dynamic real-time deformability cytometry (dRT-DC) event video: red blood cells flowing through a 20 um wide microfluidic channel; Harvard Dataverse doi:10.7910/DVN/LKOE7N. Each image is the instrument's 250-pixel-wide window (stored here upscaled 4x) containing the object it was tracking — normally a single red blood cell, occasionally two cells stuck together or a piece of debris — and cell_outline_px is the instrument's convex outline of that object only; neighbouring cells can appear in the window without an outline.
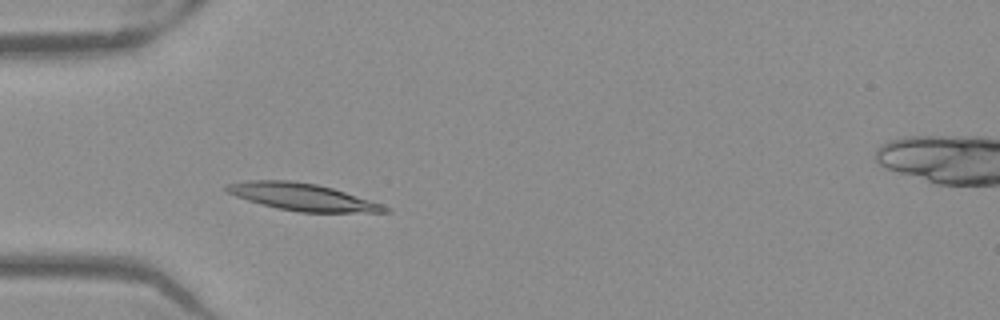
{"species": "Egyptian fruit bat (a non-hibernating species)", "species_latin": "Rousettus aegyptiacus", "temperature_condition": "warm", "stored_images_in_passage": 47, "camera_frame_rate_fps": 3000, "um_per_image_px": 0.085, "frame": {"image": 1, "passage_image": 11, "time_ms": 3.333, "image_size_px": [1000, 320], "cell_outline_px": [[392, 212], [300, 212], [276, 208], [260, 204], [236, 196], [228, 192], [224, 188], [224, 184], [248, 180], [292, 180], [316, 184], [332, 188], [384, 204], [392, 208]], "centroid_in_image_um": [25.72, 16.74], "position_along_channel_um": 59.3, "area_um2": 25.14}}
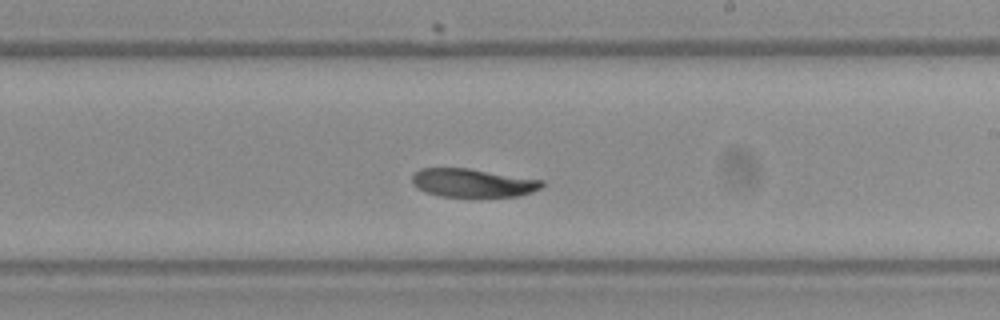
{"frame": {"image": 2, "passage_image": 26, "time_ms": 8.333, "image_size_px": [1000, 320], "cell_outline_px": [[544, 184], [540, 188], [532, 192], [520, 196], [440, 196], [424, 192], [416, 188], [412, 184], [412, 176], [420, 168], [468, 168], [544, 180]], "centroid_in_image_um": [40.17, 15.54], "position_along_channel_um": 248.8, "area_um2": 21.5}}
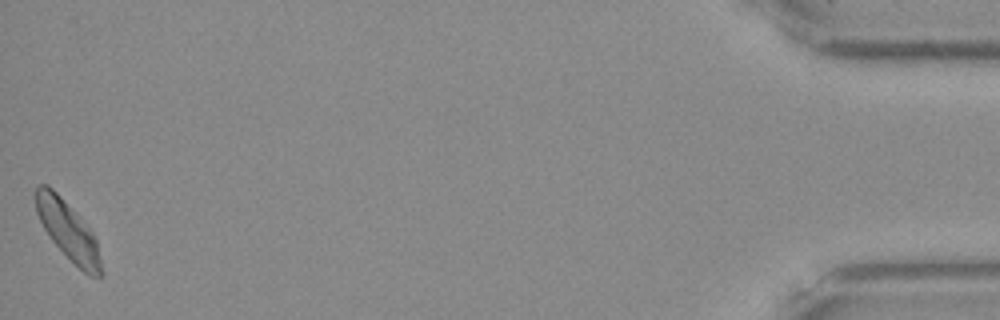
{"frame": {"image": 3, "passage_image": 47, "time_ms": 15.333, "image_size_px": [1000, 320], "cell_outline_px": [[104, 276], [88, 276], [52, 240], [44, 228], [36, 212], [36, 184], [48, 184], [88, 224], [96, 240], [104, 272]], "centroid_in_image_um": [5.82, 19.59], "position_along_channel_um": 429.4, "area_um2": 22.14}}